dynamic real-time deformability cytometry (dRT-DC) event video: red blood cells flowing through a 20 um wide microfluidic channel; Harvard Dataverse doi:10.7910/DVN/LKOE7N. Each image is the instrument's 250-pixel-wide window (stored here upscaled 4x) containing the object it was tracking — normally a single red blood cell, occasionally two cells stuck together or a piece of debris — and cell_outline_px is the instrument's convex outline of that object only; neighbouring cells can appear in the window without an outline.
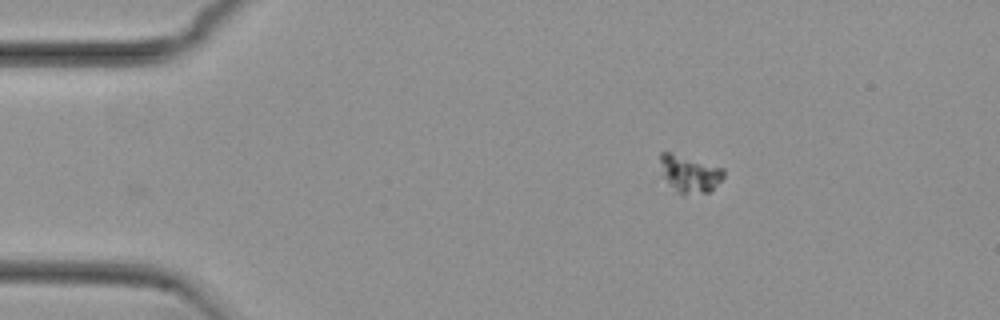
{"species": "common noctule bat (a hibernating species)", "species_latin": "Nyctalus noctula", "temperature_condition": "cold", "stored_images_in_passage": 2, "camera_frame_rate_fps": 3000, "um_per_image_px": 0.085, "animal": {"sex": "female", "body_mass_g": 29.2, "forearm_length_mm": 56.3}, "frame": {"image": 1, "passage_image": 1, "time_ms": 0.0, "image_size_px": [1000, 320], "cell_outline_px": [[724, 176], [708, 192], [684, 196], [676, 192], [668, 184], [664, 176], [660, 160], [660, 152], [672, 152], [724, 168]], "centroid_in_image_um": [58.6, 14.78], "position_along_channel_um": 26.4, "area_um2": 13.76}}